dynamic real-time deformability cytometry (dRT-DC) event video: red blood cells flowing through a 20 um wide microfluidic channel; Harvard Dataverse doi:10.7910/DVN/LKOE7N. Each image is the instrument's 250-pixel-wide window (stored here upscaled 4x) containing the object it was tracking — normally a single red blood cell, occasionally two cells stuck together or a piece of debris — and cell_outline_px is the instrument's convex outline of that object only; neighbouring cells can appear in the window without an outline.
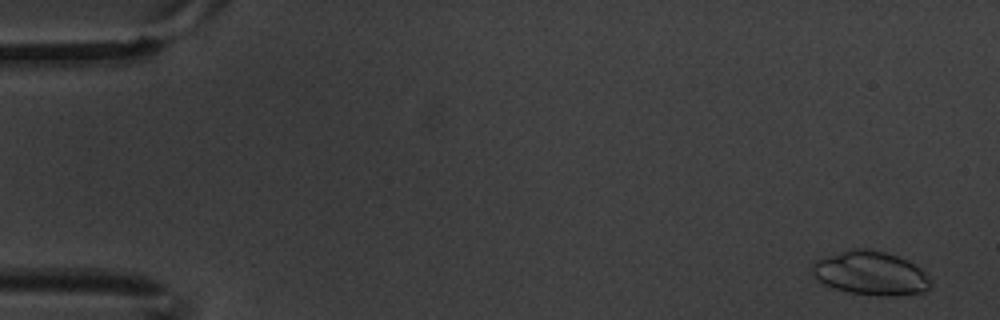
{"species": "common noctule bat (a hibernating species)", "species_latin": "Nyctalus noctula", "temperature_condition": "warm", "stored_images_in_passage": 10, "camera_frame_rate_fps": 3000, "um_per_image_px": 0.085, "animal": {"sex": "male", "body_mass_g": 20.1, "forearm_length_mm": 53.5}, "frame": {"image": 1, "passage_image": 1, "time_ms": 0.0, "image_size_px": [1000, 320], "cell_outline_px": [[932, 284], [924, 292], [892, 296], [880, 296], [848, 292], [824, 284], [812, 272], [812, 264], [816, 260], [848, 248], [868, 248], [884, 252], [908, 260], [920, 268], [932, 280]], "centroid_in_image_um": [74.02, 23.21], "position_along_channel_um": 11.0, "area_um2": 30.23}}
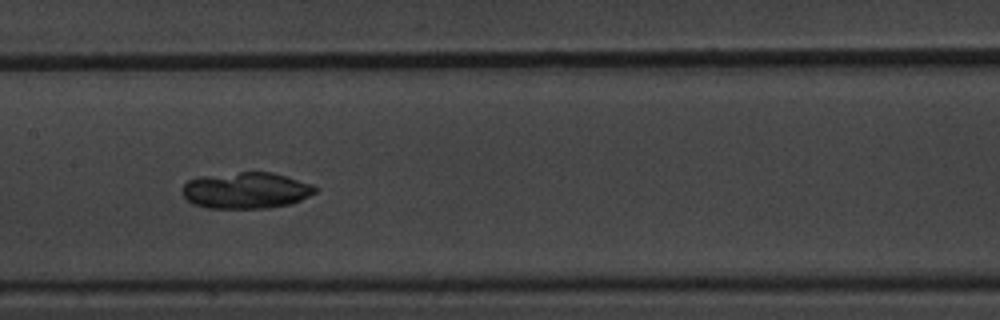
{"frame": {"image": 2, "passage_image": 9, "time_ms": 2.667, "image_size_px": [1000, 320], "cell_outline_px": [[320, 188], [316, 192], [292, 204], [268, 208], [208, 208], [192, 204], [180, 192], [180, 188], [188, 180], [200, 176], [240, 172], [272, 172], [312, 184]], "centroid_in_image_um": [20.9, 16.19], "position_along_channel_um": 186.5, "area_um2": 28.38}}
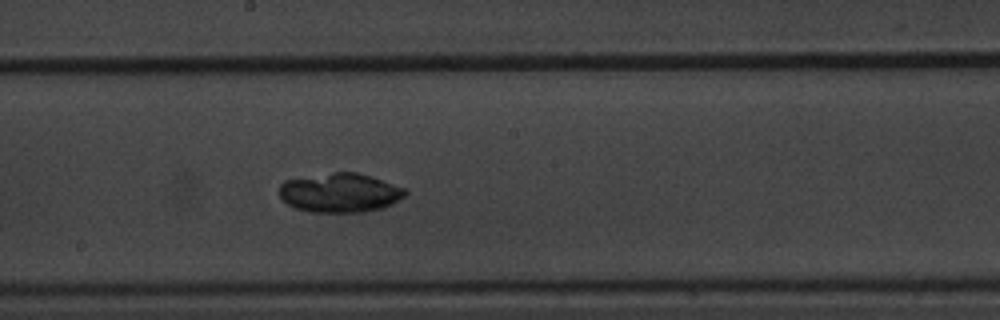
{"frame": {"image": 3, "passage_image": 10, "time_ms": 3.0, "image_size_px": [1000, 320], "cell_outline_px": [[408, 192], [404, 196], [392, 204], [384, 208], [360, 212], [308, 212], [296, 208], [280, 200], [280, 184], [284, 180], [332, 172], [356, 172], [404, 188]], "centroid_in_image_um": [28.85, 16.39], "position_along_channel_um": 219.3, "area_um2": 28.67}}